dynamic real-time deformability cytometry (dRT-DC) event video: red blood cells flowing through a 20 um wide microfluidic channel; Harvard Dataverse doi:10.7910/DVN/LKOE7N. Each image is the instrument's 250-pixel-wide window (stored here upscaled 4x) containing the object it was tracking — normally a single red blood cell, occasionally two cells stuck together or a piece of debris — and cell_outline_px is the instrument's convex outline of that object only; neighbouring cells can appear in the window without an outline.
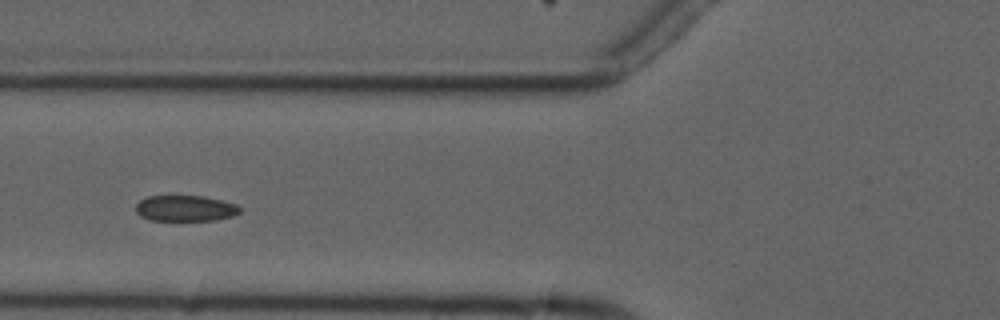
{"species": "common noctule bat (a hibernating species)", "species_latin": "Nyctalus noctula", "temperature_condition": "cold", "stored_images_in_passage": 5, "camera_frame_rate_fps": 3000, "um_per_image_px": 0.085, "animal": {"sex": "male", "forearm_length_mm": 52.5}, "frame": {"image": 1, "passage_image": 4, "time_ms": 3.667, "image_size_px": [1000, 320], "cell_outline_px": [[240, 212], [232, 216], [216, 220], [148, 220], [140, 216], [136, 212], [136, 204], [140, 200], [148, 196], [204, 196], [236, 204], [240, 208]], "centroid_in_image_um": [15.73, 17.71], "position_along_channel_um": 110.1, "area_um2": 15.66}}
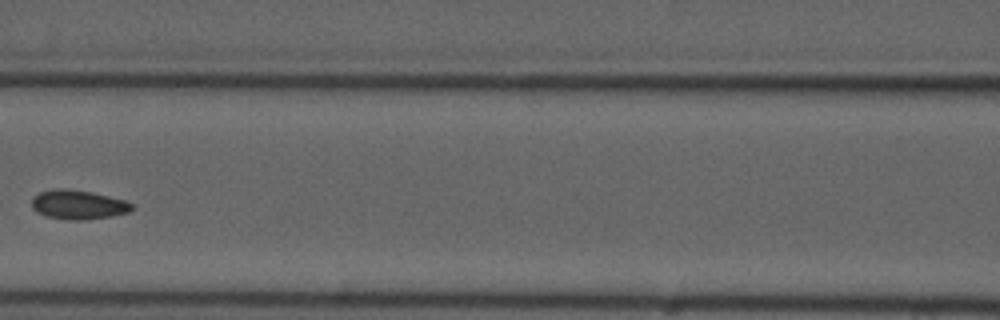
{"frame": {"image": 2, "passage_image": 5, "time_ms": 5.0, "image_size_px": [1000, 320], "cell_outline_px": [[136, 208], [128, 212], [112, 216], [84, 220], [76, 220], [48, 216], [36, 212], [32, 208], [32, 200], [40, 192], [60, 188], [64, 188], [92, 192], [124, 200], [132, 204]], "centroid_in_image_um": [6.68, 17.4], "position_along_channel_um": 159.9, "area_um2": 16.82}}